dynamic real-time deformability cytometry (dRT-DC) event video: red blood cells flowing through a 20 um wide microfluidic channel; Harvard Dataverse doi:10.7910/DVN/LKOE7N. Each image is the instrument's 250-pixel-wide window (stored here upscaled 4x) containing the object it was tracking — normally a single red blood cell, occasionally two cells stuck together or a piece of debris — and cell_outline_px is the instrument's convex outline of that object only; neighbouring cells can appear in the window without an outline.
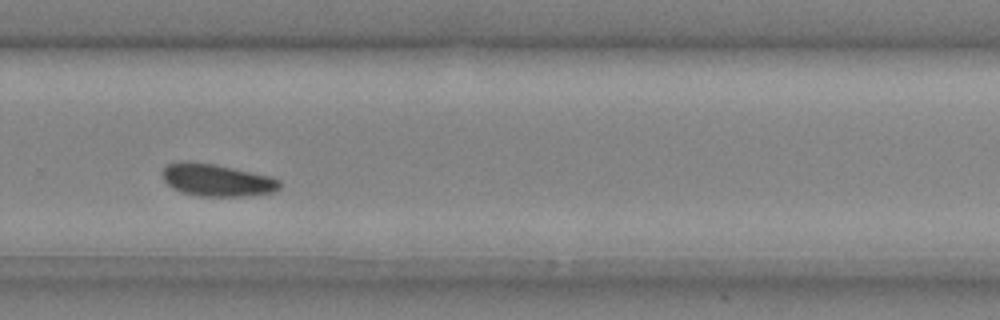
{"species": "common noctule bat (a hibernating species)", "species_latin": "Nyctalus noctula", "temperature_condition": "cold", "stored_images_in_passage": 23, "camera_frame_rate_fps": 3000, "um_per_image_px": 0.085, "animal": {"sex": "male", "body_mass_g": 20.4}, "frame": {"image": 1, "passage_image": 20, "time_ms": 6.333, "image_size_px": [1000, 320], "cell_outline_px": [[280, 188], [272, 192], [244, 196], [200, 196], [180, 192], [168, 184], [164, 180], [164, 168], [168, 164], [184, 160], [192, 160], [216, 164], [268, 176], [280, 180]], "centroid_in_image_um": [18.41, 15.29], "position_along_channel_um": 311.4, "area_um2": 21.96}}